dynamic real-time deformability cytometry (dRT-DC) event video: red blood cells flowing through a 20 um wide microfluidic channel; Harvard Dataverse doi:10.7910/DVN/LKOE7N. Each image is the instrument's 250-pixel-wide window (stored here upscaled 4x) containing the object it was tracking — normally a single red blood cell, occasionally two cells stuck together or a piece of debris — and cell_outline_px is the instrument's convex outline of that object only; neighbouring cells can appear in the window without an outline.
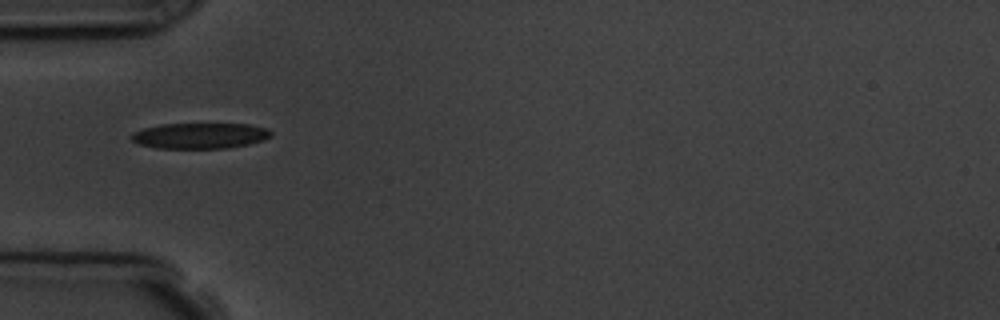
{"species": "common noctule bat (a hibernating species)", "species_latin": "Nyctalus noctula", "temperature_condition": "room temperature", "stored_images_in_passage": 1, "camera_frame_rate_fps": 3000, "um_per_image_px": 0.085, "animal": {"sex": "male", "body_mass_g": 19.5, "forearm_length_mm": 54.6}, "frame": {"image": 1, "passage_image": 1, "time_ms": 0.0, "image_size_px": [1000, 320], "cell_outline_px": [[272, 136], [264, 140], [248, 144], [228, 148], [156, 148], [140, 144], [132, 140], [128, 136], [132, 132], [144, 128], [160, 124], [248, 124], [268, 128], [272, 132]], "centroid_in_image_um": [17.0, 11.53], "position_along_channel_um": 68.0, "area_um2": 21.04}}